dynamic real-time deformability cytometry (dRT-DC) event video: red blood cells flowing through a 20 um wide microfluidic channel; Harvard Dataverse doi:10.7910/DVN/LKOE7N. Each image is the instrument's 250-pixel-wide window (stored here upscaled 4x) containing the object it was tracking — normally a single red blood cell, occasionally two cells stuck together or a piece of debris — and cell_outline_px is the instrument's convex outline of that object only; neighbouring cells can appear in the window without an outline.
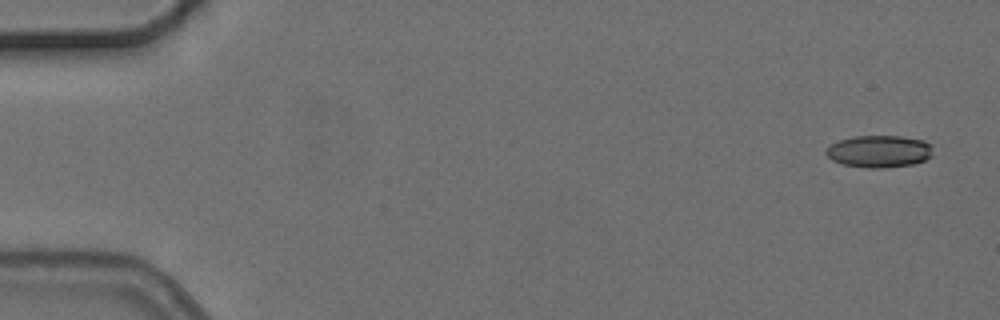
{"species": "common noctule bat (a hibernating species)", "species_latin": "Nyctalus noctula", "temperature_condition": "cold", "stored_images_in_passage": 5, "camera_frame_rate_fps": 3000, "um_per_image_px": 0.085, "animal": {"sex": "female", "body_mass_g": 24.6, "forearm_length_mm": 56.2}, "frame": {"image": 1, "passage_image": 1, "time_ms": 0.0, "image_size_px": [1000, 320], "cell_outline_px": [[932, 156], [924, 160], [912, 164], [884, 168], [868, 168], [844, 164], [832, 160], [824, 152], [832, 144], [840, 140], [856, 136], [900, 136], [924, 140], [932, 144]], "centroid_in_image_um": [74.76, 12.86], "position_along_channel_um": 10.2, "area_um2": 19.94}}
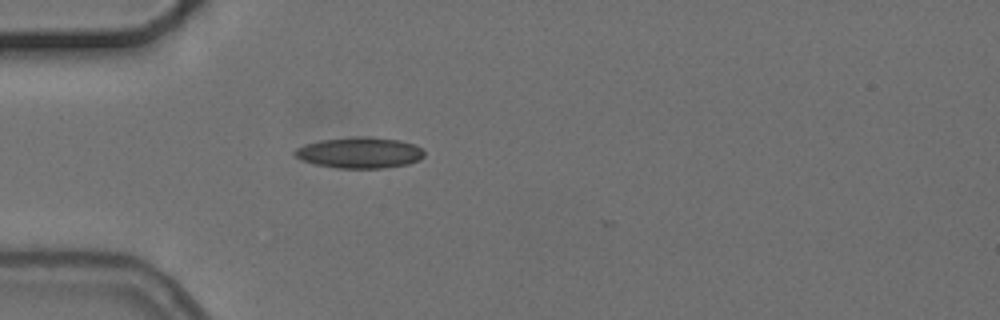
{"frame": {"image": 2, "passage_image": 5, "time_ms": 4.667, "image_size_px": [1000, 320], "cell_outline_px": [[424, 156], [420, 160], [408, 164], [384, 168], [336, 168], [316, 164], [300, 160], [292, 152], [296, 148], [320, 140], [356, 136], [368, 136], [400, 140], [412, 144], [420, 148], [424, 152]], "centroid_in_image_um": [30.57, 12.98], "position_along_channel_um": 54.4, "area_um2": 23.41}}